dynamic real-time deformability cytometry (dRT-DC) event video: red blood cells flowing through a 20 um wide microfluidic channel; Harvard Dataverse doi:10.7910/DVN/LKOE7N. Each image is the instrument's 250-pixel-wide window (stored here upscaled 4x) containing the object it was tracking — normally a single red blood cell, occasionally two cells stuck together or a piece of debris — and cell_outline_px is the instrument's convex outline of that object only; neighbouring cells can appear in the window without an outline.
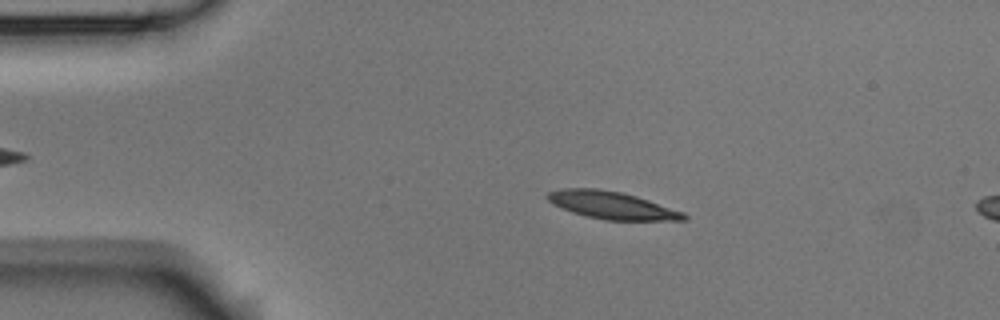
{"species": "Egyptian fruit bat (a non-hibernating species)", "species_latin": "Rousettus aegyptiacus", "temperature_condition": "room temperature", "stored_images_in_passage": 5, "camera_frame_rate_fps": 3000, "um_per_image_px": 0.085, "animal": {"sex": "male"}, "frame": {"image": 1, "passage_image": 3, "time_ms": 0.667, "image_size_px": [1000, 320], "cell_outline_px": [[688, 220], [604, 220], [572, 212], [548, 200], [544, 196], [548, 192], [560, 188], [596, 188], [620, 192], [636, 196], [684, 212], [688, 216]], "centroid_in_image_um": [52.01, 17.44], "position_along_channel_um": 33.0, "area_um2": 21.62}}